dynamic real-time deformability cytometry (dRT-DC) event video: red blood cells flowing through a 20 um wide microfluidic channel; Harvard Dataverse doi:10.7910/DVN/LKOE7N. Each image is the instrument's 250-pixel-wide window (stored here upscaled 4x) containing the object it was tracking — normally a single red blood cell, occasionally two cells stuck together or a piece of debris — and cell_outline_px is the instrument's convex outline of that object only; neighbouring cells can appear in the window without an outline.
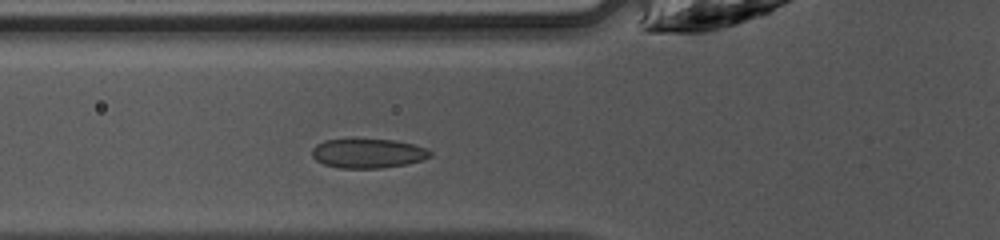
{"species": "common noctule bat (a hibernating species)", "species_latin": "Nyctalus noctula", "temperature_condition": "warm", "stored_images_in_passage": 25, "camera_frame_rate_fps": 3000, "um_per_image_px": 0.085, "animal": {"sex": "female", "body_mass_g": 10.0, "forearm_length_mm": 53.1}, "frame": {"image": 1, "passage_image": 3, "time_ms": 0.667, "image_size_px": [1000, 240], "cell_outline_px": [[432, 156], [424, 160], [404, 164], [380, 168], [340, 168], [324, 164], [316, 160], [312, 156], [312, 148], [316, 144], [324, 140], [352, 136], [392, 140], [412, 144], [428, 148], [432, 152]], "centroid_in_image_um": [31.24, 12.98], "position_along_channel_um": 94.6, "area_um2": 21.04}}
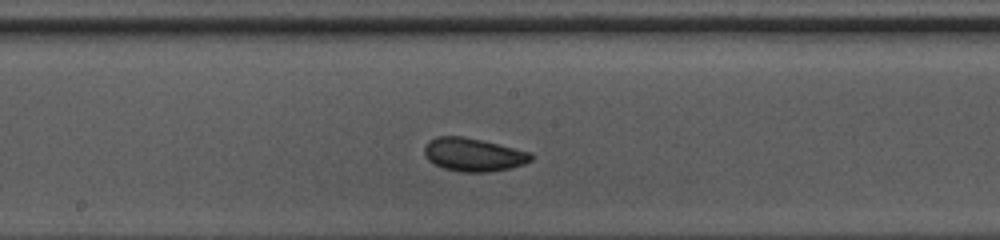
{"frame": {"image": 2, "passage_image": 11, "time_ms": 3.333, "image_size_px": [1000, 240], "cell_outline_px": [[532, 160], [524, 164], [512, 168], [488, 172], [460, 172], [444, 168], [428, 160], [424, 156], [424, 148], [428, 140], [436, 136], [464, 136], [532, 152]], "centroid_in_image_um": [40.23, 13.14], "position_along_channel_um": 208.0, "area_um2": 20.81}}
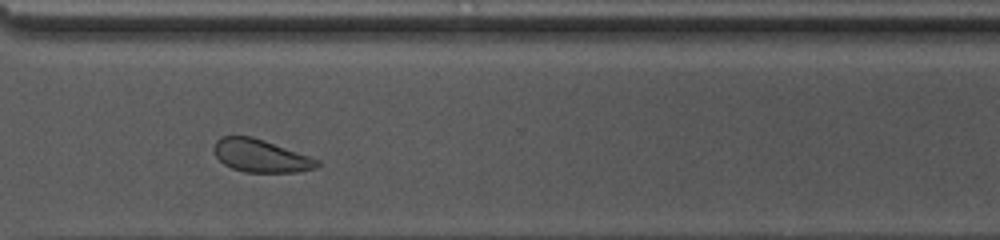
{"frame": {"image": 3, "passage_image": 21, "time_ms": 6.667, "image_size_px": [1000, 240], "cell_outline_px": [[320, 164], [316, 168], [296, 172], [244, 172], [232, 168], [224, 164], [216, 156], [212, 148], [216, 140], [220, 136], [252, 136], [264, 140], [320, 160]], "centroid_in_image_um": [22.14, 13.24], "position_along_channel_um": 348.5, "area_um2": 19.71}, "authors_computed_cell_mechanics": {"area_um2": 20.0566, "velocity_mm_per_s": 4.2305, "shape_relaxation_time_tau1_ms": 2.5782, "shape_relaxation_time_tau2_ms": 3.0837, "deformation_change_tau1": 0.0795, "deformation_change_tau2": 0.0518}}